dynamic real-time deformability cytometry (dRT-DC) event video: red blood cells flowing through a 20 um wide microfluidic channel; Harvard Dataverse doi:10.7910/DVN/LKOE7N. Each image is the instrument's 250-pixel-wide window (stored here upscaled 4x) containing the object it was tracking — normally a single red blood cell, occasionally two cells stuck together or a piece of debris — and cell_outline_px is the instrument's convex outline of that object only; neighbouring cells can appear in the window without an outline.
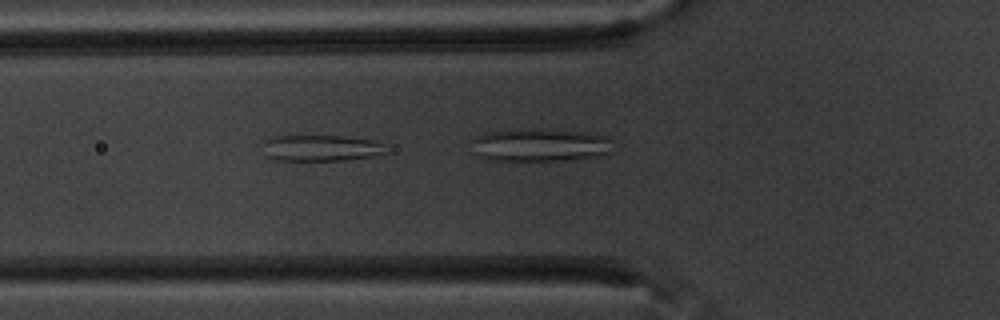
{"species": "common noctule bat (a hibernating species)", "species_latin": "Nyctalus noctula", "temperature_condition": "warm", "stored_images_in_passage": 20, "camera_frame_rate_fps": 3000, "um_per_image_px": 0.085, "animal": {"sex": "male", "body_mass_g": 20.1, "forearm_length_mm": 53.5}, "frame": {"image": 1, "passage_image": 17, "time_ms": 5.333, "image_size_px": [1000, 320], "cell_outline_px": [[384, 152], [372, 156], [344, 160], [276, 160], [268, 156], [264, 144], [264, 140], [276, 136], [344, 136], [372, 140], [384, 144]], "centroid_in_image_um": [27.28, 12.57], "position_along_channel_um": 98.5, "area_um2": 18.38}}